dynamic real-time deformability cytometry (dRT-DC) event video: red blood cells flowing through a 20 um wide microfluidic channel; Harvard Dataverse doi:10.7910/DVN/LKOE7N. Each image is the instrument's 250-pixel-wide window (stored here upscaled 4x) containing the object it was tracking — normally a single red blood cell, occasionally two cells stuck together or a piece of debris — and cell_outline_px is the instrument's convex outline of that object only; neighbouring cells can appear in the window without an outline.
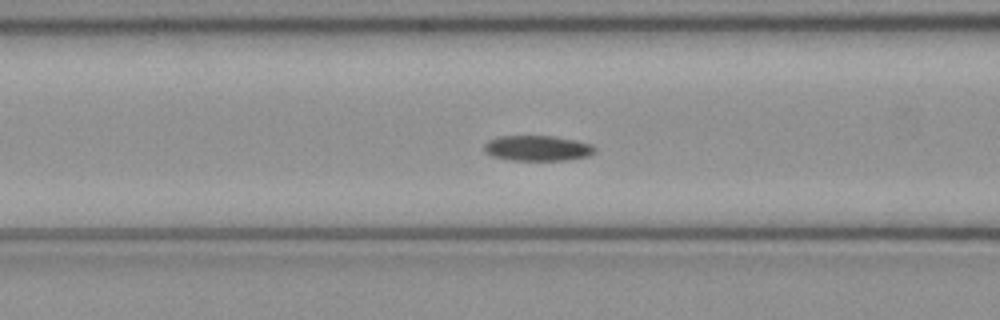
{"species": "common noctule bat (a hibernating species)", "species_latin": "Nyctalus noctula", "temperature_condition": "cold", "stored_images_in_passage": 43, "camera_frame_rate_fps": 3000, "um_per_image_px": 0.085, "animal": {"sex": "female", "body_mass_g": 21.9}, "frame": {"image": 1, "passage_image": 20, "time_ms": 6.333, "image_size_px": [1000, 320], "cell_outline_px": [[596, 152], [588, 156], [568, 160], [508, 160], [492, 156], [484, 152], [484, 144], [488, 140], [500, 136], [552, 136], [576, 140], [592, 144], [596, 148]], "centroid_in_image_um": [45.69, 12.6], "position_along_channel_um": 120.9, "area_um2": 16.53}}
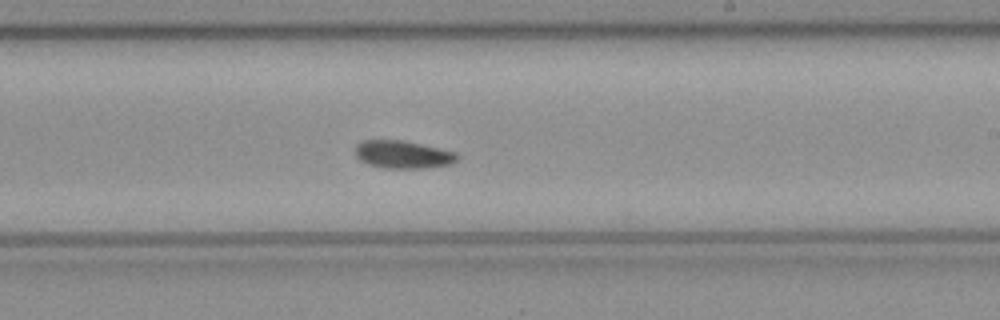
{"frame": {"image": 2, "passage_image": 30, "time_ms": 9.667, "image_size_px": [1000, 320], "cell_outline_px": [[460, 156], [452, 164], [424, 168], [384, 168], [368, 164], [360, 160], [356, 156], [356, 144], [364, 140], [404, 140], [456, 152]], "centroid_in_image_um": [34.26, 13.13], "position_along_channel_um": 254.7, "area_um2": 16.53}}
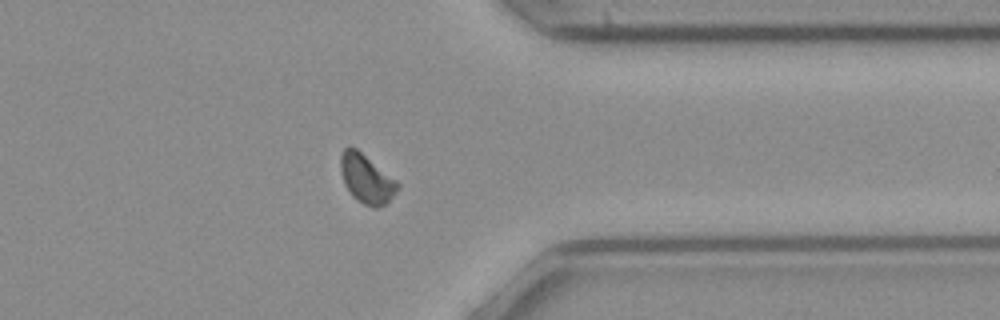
{"frame": {"image": 3, "passage_image": 40, "time_ms": 13.0, "image_size_px": [1000, 320], "cell_outline_px": [[400, 188], [388, 204], [376, 208], [372, 208], [356, 200], [352, 196], [344, 184], [340, 168], [340, 156], [344, 148], [356, 148], [396, 180], [400, 184]], "centroid_in_image_um": [31.17, 15.25], "position_along_channel_um": 380.2, "area_um2": 16.36}}